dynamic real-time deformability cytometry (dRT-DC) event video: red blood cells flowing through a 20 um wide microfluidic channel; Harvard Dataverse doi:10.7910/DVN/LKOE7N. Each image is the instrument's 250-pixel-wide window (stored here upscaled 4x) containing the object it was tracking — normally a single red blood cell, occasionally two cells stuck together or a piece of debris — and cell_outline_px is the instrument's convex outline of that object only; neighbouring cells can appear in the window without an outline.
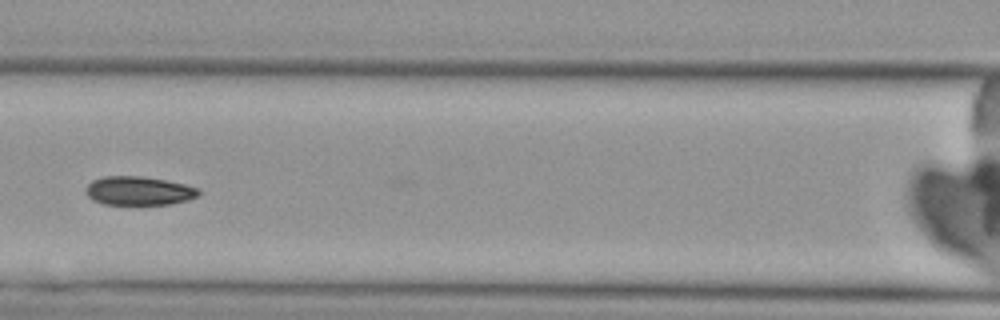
{"species": "Egyptian fruit bat (a non-hibernating species)", "species_latin": "Rousettus aegyptiacus", "temperature_condition": "cold", "stored_images_in_passage": 6, "camera_frame_rate_fps": 3000, "um_per_image_px": 0.085, "animal": {"sex": "female"}, "frame": {"image": 1, "passage_image": 6, "time_ms": 5.667, "image_size_px": [1000, 320], "cell_outline_px": [[200, 192], [196, 196], [188, 200], [172, 204], [104, 204], [92, 200], [84, 192], [84, 188], [92, 180], [104, 176], [140, 176], [164, 180], [184, 184], [200, 188]], "centroid_in_image_um": [11.76, 16.22], "position_along_channel_um": 154.8, "area_um2": 18.96}}